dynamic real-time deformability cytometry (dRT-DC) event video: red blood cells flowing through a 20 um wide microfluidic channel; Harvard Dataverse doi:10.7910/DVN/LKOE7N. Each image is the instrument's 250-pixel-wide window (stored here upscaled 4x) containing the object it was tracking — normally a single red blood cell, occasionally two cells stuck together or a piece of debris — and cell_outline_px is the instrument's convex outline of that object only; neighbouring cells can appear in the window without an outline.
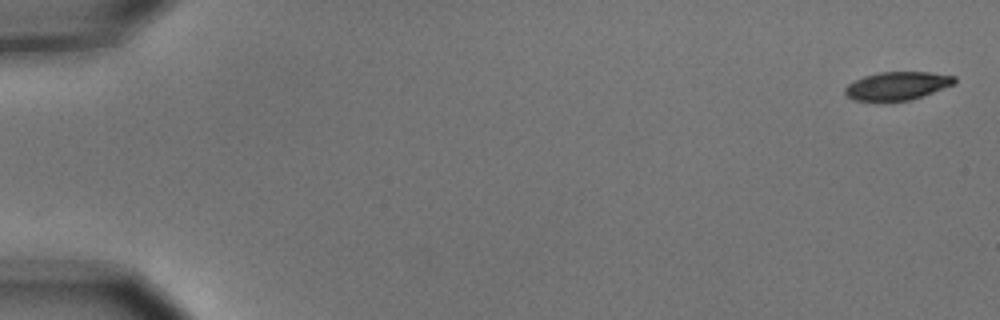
{"species": "common noctule bat (a hibernating species)", "species_latin": "Nyctalus noctula", "temperature_condition": "cold", "stored_images_in_passage": 7, "camera_frame_rate_fps": 3000, "um_per_image_px": 0.085, "animal": {"sex": "male", "body_mass_g": 15.6}, "frame": {"image": 1, "passage_image": 1, "time_ms": 0.0, "image_size_px": [1000, 320], "cell_outline_px": [[956, 84], [908, 100], [852, 100], [844, 92], [844, 88], [848, 84], [864, 76], [880, 72], [928, 72], [956, 76]], "centroid_in_image_um": [76.28, 7.28], "position_along_channel_um": 8.7, "area_um2": 17.69}}
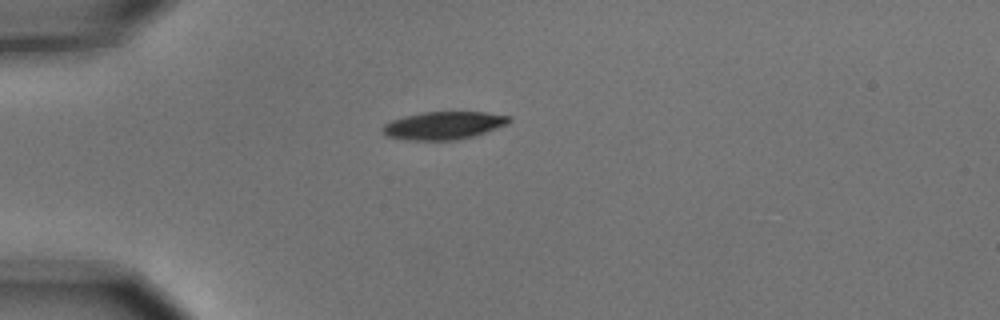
{"frame": {"image": 2, "passage_image": 5, "time_ms": 1.333, "image_size_px": [1000, 320], "cell_outline_px": [[512, 120], [508, 124], [472, 136], [456, 140], [408, 140], [388, 136], [380, 128], [384, 124], [392, 120], [404, 116], [424, 112], [484, 112], [512, 116]], "centroid_in_image_um": [37.72, 10.66], "position_along_channel_um": 47.3, "area_um2": 20.4}}
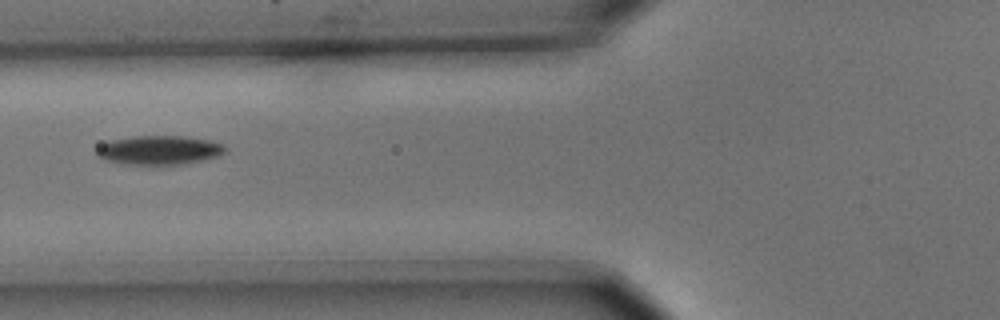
{"frame": {"image": 3, "passage_image": 7, "time_ms": 2.0, "image_size_px": [1000, 320], "cell_outline_px": [[228, 148], [220, 156], [184, 164], [124, 164], [108, 160], [96, 156], [96, 148], [100, 144], [108, 140], [132, 136], [184, 136], [208, 140], [224, 144]], "centroid_in_image_um": [13.52, 12.75], "position_along_channel_um": 112.3, "area_um2": 21.91}}